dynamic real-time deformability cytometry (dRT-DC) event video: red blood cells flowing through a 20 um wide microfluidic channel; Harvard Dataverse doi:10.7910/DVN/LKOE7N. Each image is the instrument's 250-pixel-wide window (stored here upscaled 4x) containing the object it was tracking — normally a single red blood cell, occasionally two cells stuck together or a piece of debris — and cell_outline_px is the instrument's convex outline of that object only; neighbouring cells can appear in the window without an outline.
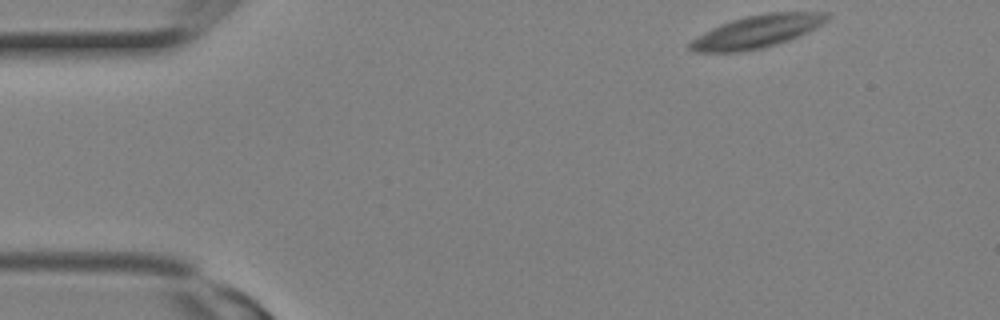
{"species": "Egyptian fruit bat (a non-hibernating species)", "species_latin": "Rousettus aegyptiacus", "temperature_condition": "room temperature", "stored_images_in_passage": 3, "camera_frame_rate_fps": 3000, "um_per_image_px": 0.085, "animal": {"sex": "female"}, "frame": {"image": 1, "passage_image": 1, "time_ms": 0.0, "image_size_px": [1000, 320], "cell_outline_px": [[828, 20], [788, 40], [764, 48], [740, 52], [696, 52], [688, 48], [688, 44], [692, 40], [704, 32], [720, 24], [744, 16], [768, 12], [828, 12]], "centroid_in_image_um": [64.28, 2.68], "position_along_channel_um": 20.7, "area_um2": 25.72}}